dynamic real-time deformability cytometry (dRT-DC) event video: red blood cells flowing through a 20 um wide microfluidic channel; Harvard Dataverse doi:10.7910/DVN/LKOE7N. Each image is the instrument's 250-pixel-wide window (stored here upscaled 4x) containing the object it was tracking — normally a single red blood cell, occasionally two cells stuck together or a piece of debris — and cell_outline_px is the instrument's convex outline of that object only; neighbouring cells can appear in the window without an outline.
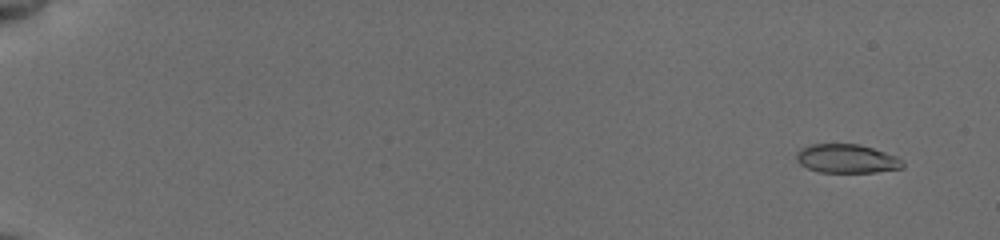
{"species": "common noctule bat (a hibernating species)", "species_latin": "Nyctalus noctula", "temperature_condition": "cold", "stored_images_in_passage": 71, "camera_frame_rate_fps": 3000, "um_per_image_px": 0.085, "animal": {"sex": "female", "body_mass_g": 19.5, "forearm_length_mm": 54.1}, "frame": {"image": 1, "passage_image": 5, "time_ms": 1.0, "image_size_px": [1000, 240], "cell_outline_px": [[904, 168], [876, 172], [820, 172], [808, 168], [800, 164], [796, 160], [796, 152], [800, 148], [812, 144], [860, 144], [896, 156], [904, 160]], "centroid_in_image_um": [71.98, 13.49], "position_along_channel_um": 13.0, "area_um2": 17.92}}
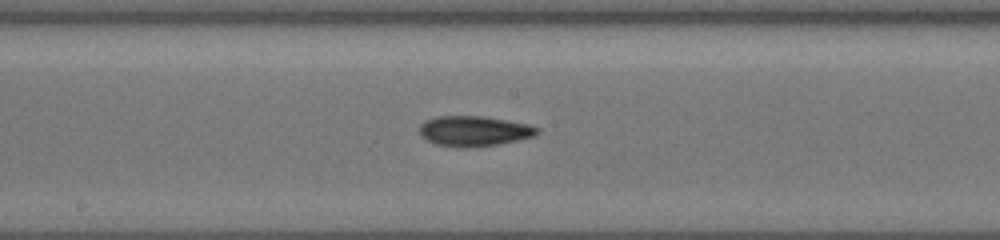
{"frame": {"image": 2, "passage_image": 48, "time_ms": 10.667, "image_size_px": [1000, 240], "cell_outline_px": [[540, 132], [536, 136], [500, 144], [472, 148], [460, 148], [432, 144], [420, 136], [420, 124], [424, 120], [436, 116], [480, 116], [528, 124], [540, 128]], "centroid_in_image_um": [40.27, 11.16], "position_along_channel_um": 207.9, "area_um2": 21.15}}
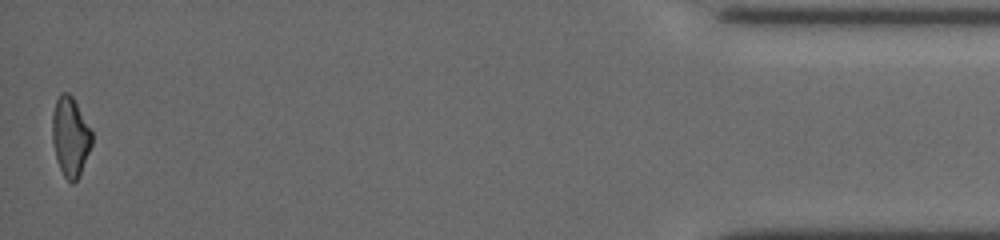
{"frame": {"image": 3, "passage_image": 71, "time_ms": 18.333, "image_size_px": [1000, 240], "cell_outline_px": [[92, 144], [80, 176], [72, 184], [64, 176], [56, 160], [52, 140], [52, 112], [56, 100], [60, 92], [68, 92], [72, 96], [92, 132]], "centroid_in_image_um": [5.96, 11.62], "position_along_channel_um": 429.2, "area_um2": 18.38}, "authors_computed_cell_mechanics": {"area_um2": 19.0162, "velocity_mm_per_s": 3.8639, "shape_relaxation_time_tau1_ms": 6.9301, "shape_relaxation_time_tau2_ms": 3.6672, "deformation_change_tau1": 0.2141, "deformation_change_tau2": 0.1142}}